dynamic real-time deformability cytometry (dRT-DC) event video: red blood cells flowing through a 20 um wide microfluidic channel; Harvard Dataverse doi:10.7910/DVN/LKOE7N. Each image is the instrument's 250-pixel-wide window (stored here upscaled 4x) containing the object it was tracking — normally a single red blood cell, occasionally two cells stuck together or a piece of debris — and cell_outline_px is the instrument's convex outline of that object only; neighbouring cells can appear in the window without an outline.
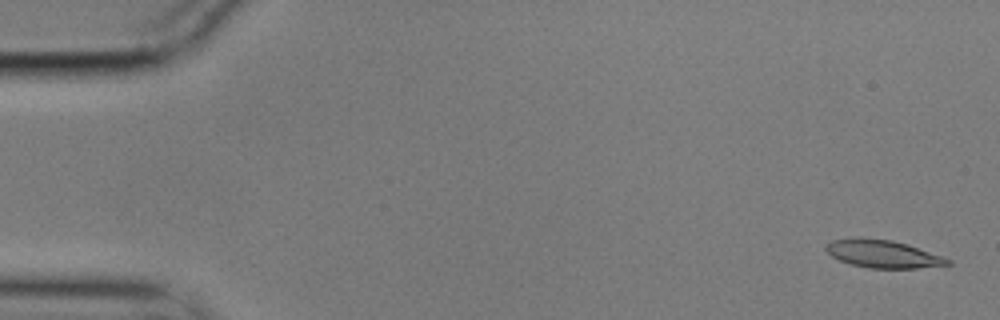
{"species": "common noctule bat (a hibernating species)", "species_latin": "Nyctalus noctula", "temperature_condition": "cold", "stored_images_in_passage": 57, "camera_frame_rate_fps": 3000, "um_per_image_px": 0.085, "animal": {"sex": "male", "body_mass_g": 17.9}, "frame": {"image": 1, "passage_image": 2, "time_ms": 0.333, "image_size_px": [1000, 320], "cell_outline_px": [[952, 264], [916, 268], [868, 268], [852, 264], [840, 260], [832, 256], [824, 248], [824, 244], [832, 240], [852, 236], [856, 236], [892, 240], [952, 260]], "centroid_in_image_um": [74.95, 21.56], "position_along_channel_um": 10.0, "area_um2": 19.59}}
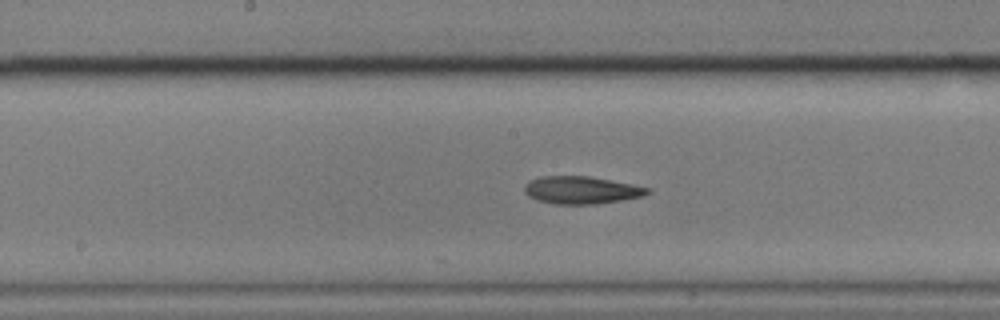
{"frame": {"image": 2, "passage_image": 29, "time_ms": 9.333, "image_size_px": [1000, 320], "cell_outline_px": [[652, 192], [644, 196], [596, 204], [556, 204], [536, 200], [528, 196], [524, 192], [524, 188], [528, 180], [540, 176], [588, 176], [632, 184], [652, 188]], "centroid_in_image_um": [49.42, 16.15], "position_along_channel_um": 198.8, "area_um2": 19.88}}
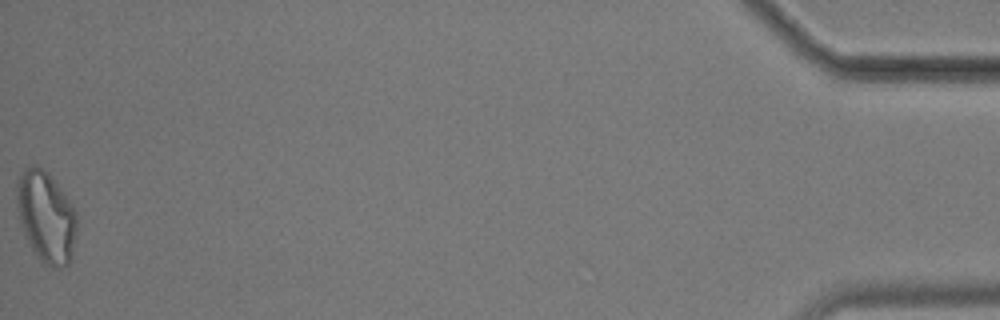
{"frame": {"image": 3, "passage_image": 57, "time_ms": 18.667, "image_size_px": [1000, 320], "cell_outline_px": [[76, 232], [72, 256], [68, 264], [52, 268], [44, 264], [32, 248], [20, 224], [16, 204], [16, 180], [20, 172], [24, 168], [32, 164], [36, 164], [48, 172], [72, 204], [76, 212]], "centroid_in_image_um": [3.89, 18.37], "position_along_channel_um": 431.3, "area_um2": 32.02}}